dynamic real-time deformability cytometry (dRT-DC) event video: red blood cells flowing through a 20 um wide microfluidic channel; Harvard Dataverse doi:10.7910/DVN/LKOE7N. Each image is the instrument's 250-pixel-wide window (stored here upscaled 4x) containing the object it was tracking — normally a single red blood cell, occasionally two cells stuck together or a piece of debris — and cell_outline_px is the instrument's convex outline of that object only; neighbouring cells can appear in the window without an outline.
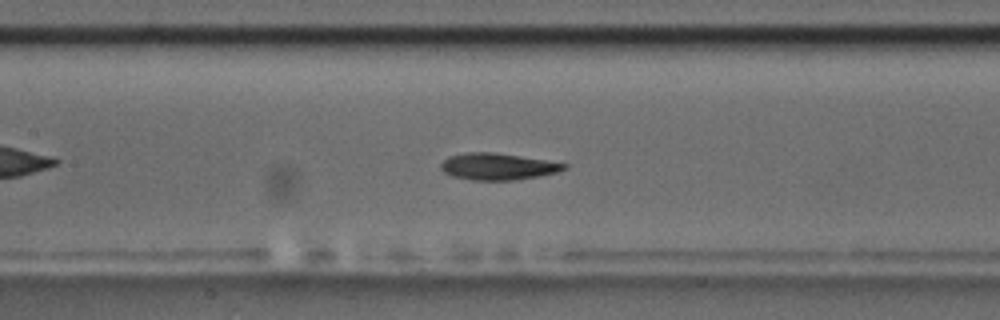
{"species": "common noctule bat (a hibernating species)", "species_latin": "Nyctalus noctula", "temperature_condition": "room temperature", "stored_images_in_passage": 48, "camera_frame_rate_fps": 3000, "um_per_image_px": 0.085, "animal": {"sex": "male", "body_mass_g": 17.5, "forearm_length_mm": 52.3}, "frame": {"image": 1, "passage_image": 18, "time_ms": 5.667, "image_size_px": [1000, 320], "cell_outline_px": [[568, 168], [556, 172], [540, 176], [516, 180], [472, 180], [452, 176], [444, 172], [440, 168], [440, 164], [448, 156], [468, 152], [492, 152], [544, 160], [568, 164]], "centroid_in_image_um": [42.29, 14.16], "position_along_channel_um": 165.1, "area_um2": 19.07}}
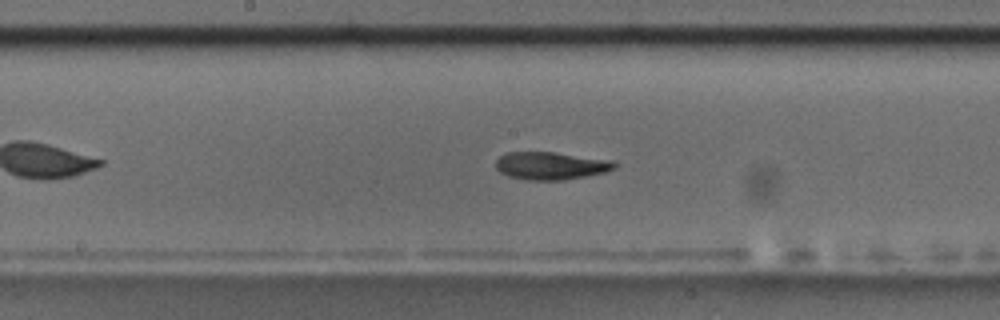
{"frame": {"image": 2, "passage_image": 21, "time_ms": 6.667, "image_size_px": [1000, 320], "cell_outline_px": [[616, 168], [604, 172], [564, 180], [528, 180], [508, 176], [500, 172], [496, 168], [496, 160], [500, 156], [508, 152], [556, 152], [616, 160]], "centroid_in_image_um": [46.85, 14.08], "position_along_channel_um": 201.4, "area_um2": 19.31}}
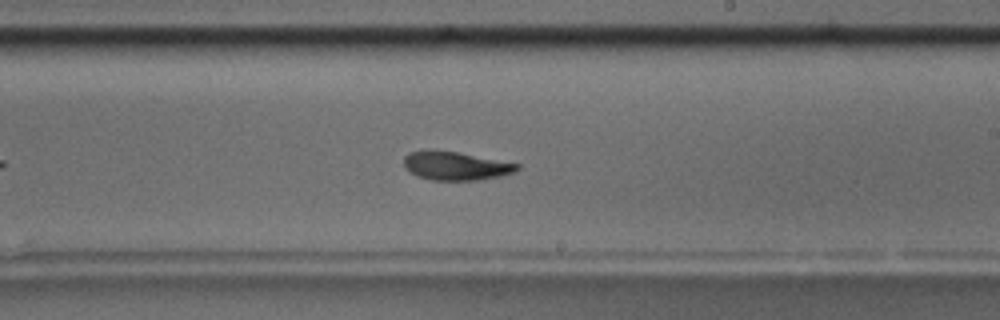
{"frame": {"image": 3, "passage_image": 25, "time_ms": 8.0, "image_size_px": [1000, 320], "cell_outline_px": [[520, 168], [516, 172], [500, 176], [476, 180], [432, 180], [416, 176], [404, 168], [404, 156], [408, 152], [428, 148], [432, 148], [460, 152], [520, 164]], "centroid_in_image_um": [38.69, 14.07], "position_along_channel_um": 250.3, "area_um2": 19.36}, "authors_computed_cell_mechanics": {"area_um2": 19.2185, "velocity_mm_per_s": 3.6774, "shape_relaxation_time_tau1_ms": 3.4123, "shape_relaxation_time_tau2_ms": 3.6385, "deformation_change_tau1": 0.1622, "deformation_change_tau2": 0.0905}}